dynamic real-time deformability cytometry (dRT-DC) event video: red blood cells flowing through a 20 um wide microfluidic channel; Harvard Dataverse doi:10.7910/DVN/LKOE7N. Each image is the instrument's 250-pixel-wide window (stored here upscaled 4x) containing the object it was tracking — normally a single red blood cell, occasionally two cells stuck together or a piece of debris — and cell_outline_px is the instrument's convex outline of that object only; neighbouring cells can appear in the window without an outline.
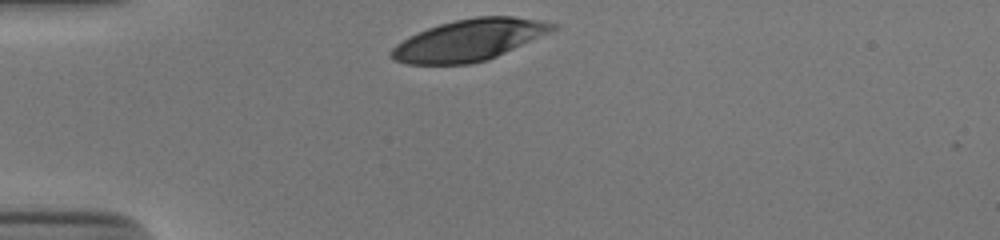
{"species": "human", "species_latin": "Homo sapiens", "temperature_condition": "cold", "stored_images_in_passage": 30, "camera_frame_rate_fps": 3000, "um_per_image_px": 0.085, "donor": {"sex": "male"}, "frame": {"image": 1, "passage_image": 1, "time_ms": 0.0, "image_size_px": [1000, 240], "cell_outline_px": [[560, 28], [552, 32], [488, 60], [468, 64], [408, 64], [392, 60], [388, 56], [388, 52], [396, 44], [428, 28], [440, 24], [456, 20], [476, 16], [512, 16], [540, 20], [560, 24]], "centroid_in_image_um": [39.93, 3.41], "position_along_channel_um": 45.1, "area_um2": 39.07}}
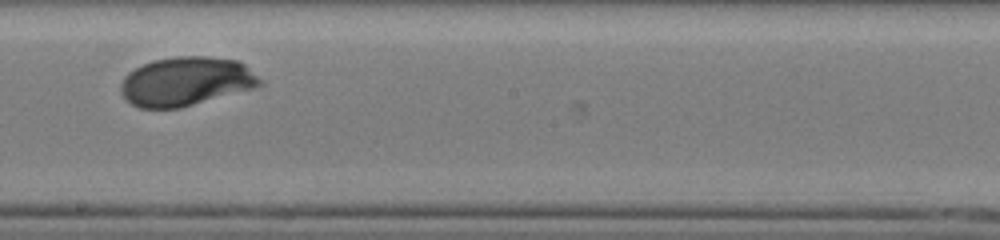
{"frame": {"image": 2, "passage_image": 18, "time_ms": 5.667, "image_size_px": [1000, 240], "cell_outline_px": [[264, 84], [252, 88], [180, 108], [140, 108], [132, 104], [120, 92], [120, 84], [124, 76], [128, 72], [152, 60], [176, 56], [208, 56], [236, 60], [244, 64], [264, 80]], "centroid_in_image_um": [15.81, 6.91], "position_along_channel_um": 232.4, "area_um2": 39.65}}
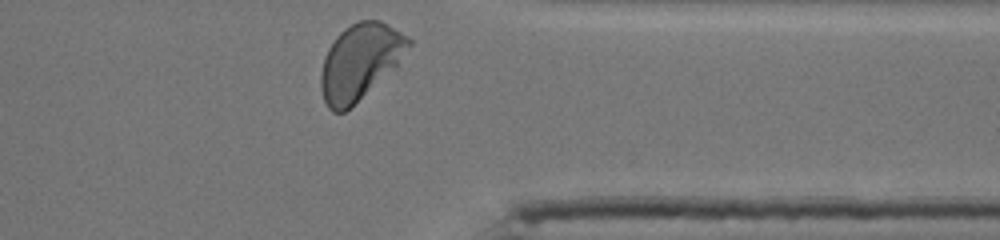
{"frame": {"image": 3, "passage_image": 30, "time_ms": 9.667, "image_size_px": [1000, 240], "cell_outline_px": [[412, 44], [396, 68], [344, 112], [332, 112], [328, 108], [324, 100], [320, 88], [320, 76], [324, 56], [328, 48], [336, 36], [344, 28], [360, 20], [380, 20], [388, 24], [408, 36], [412, 40]], "centroid_in_image_um": [30.61, 5.23], "position_along_channel_um": 380.8, "area_um2": 38.84}, "authors_computed_cell_mechanics": {"area_um2": 39.6508, "velocity_mm_per_s": 3.8183, "shape_relaxation_time_tau1_ms": 2.6983, "shape_relaxation_time_tau2_ms": null, "deformation_change_tau1": 0.1697, "deformation_change_tau2": null}}